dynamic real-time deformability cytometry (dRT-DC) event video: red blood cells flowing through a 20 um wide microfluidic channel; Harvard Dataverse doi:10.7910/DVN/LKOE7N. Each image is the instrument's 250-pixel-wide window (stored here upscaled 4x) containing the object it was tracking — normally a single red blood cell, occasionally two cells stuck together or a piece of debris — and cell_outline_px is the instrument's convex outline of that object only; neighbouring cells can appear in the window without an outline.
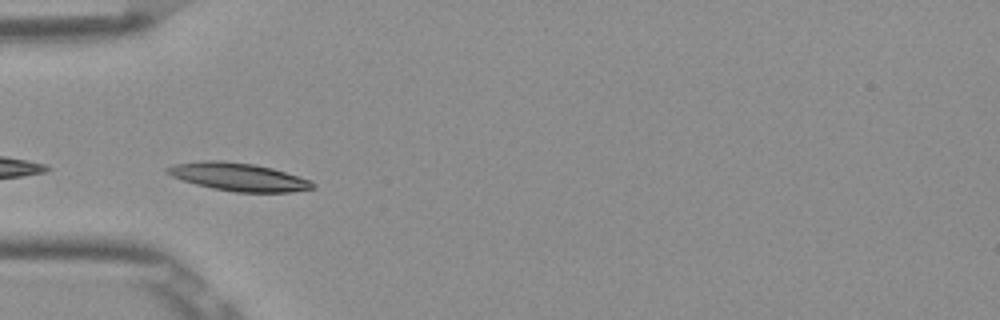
{"species": "Egyptian fruit bat (a non-hibernating species)", "species_latin": "Rousettus aegyptiacus", "temperature_condition": "room temperature", "stored_images_in_passage": 27, "camera_frame_rate_fps": 3000, "um_per_image_px": 0.085, "frame": {"image": 1, "passage_image": 1, "time_ms": 0.0, "image_size_px": [1000, 320], "cell_outline_px": [[316, 188], [292, 192], [236, 192], [212, 188], [196, 184], [172, 176], [164, 168], [176, 164], [204, 160], [220, 160], [256, 164], [272, 168], [312, 180], [316, 184]], "centroid_in_image_um": [20.34, 15.03], "position_along_channel_um": 64.7, "area_um2": 23.7}}
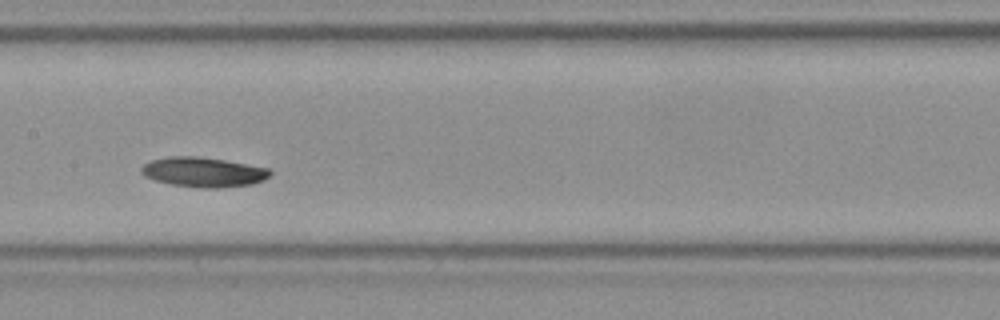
{"frame": {"image": 2, "passage_image": 11, "time_ms": 3.333, "image_size_px": [1000, 320], "cell_outline_px": [[272, 172], [264, 180], [252, 184], [220, 188], [204, 188], [172, 184], [156, 180], [144, 176], [140, 172], [140, 168], [144, 164], [152, 160], [168, 156], [196, 156], [224, 160], [268, 168]], "centroid_in_image_um": [17.27, 14.62], "position_along_channel_um": 190.1, "area_um2": 22.2}}
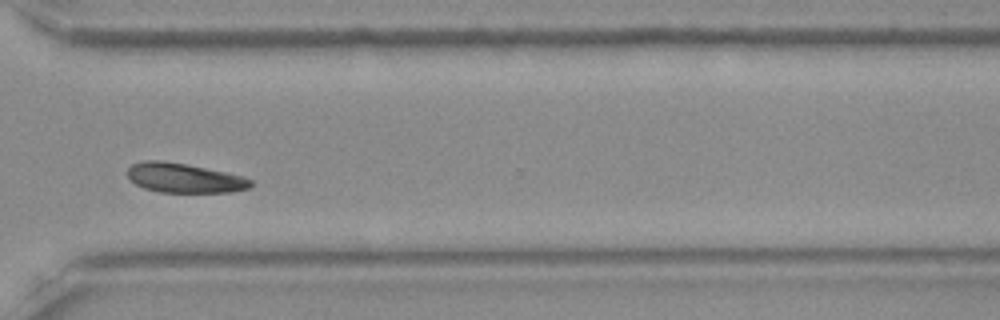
{"frame": {"image": 3, "passage_image": 24, "time_ms": 7.667, "image_size_px": [1000, 320], "cell_outline_px": [[252, 184], [248, 188], [228, 192], [160, 192], [144, 188], [136, 184], [128, 176], [128, 168], [132, 164], [144, 160], [160, 160], [184, 164], [244, 176], [252, 180]], "centroid_in_image_um": [15.65, 15.13], "position_along_channel_um": 355.0, "area_um2": 20.87}, "authors_computed_cell_mechanics": {"area_um2": 21.6172, "velocity_mm_per_s": 3.8027, "shape_relaxation_time_tau1_ms": 1.9209, "shape_relaxation_time_tau2_ms": null, "deformation_change_tau1": 0.0593, "deformation_change_tau2": null}}